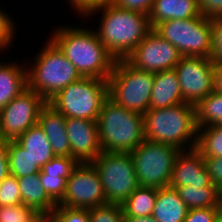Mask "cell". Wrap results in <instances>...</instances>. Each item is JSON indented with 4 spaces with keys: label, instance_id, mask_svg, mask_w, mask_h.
Masks as SVG:
<instances>
[{
    "label": "cell",
    "instance_id": "cell-9",
    "mask_svg": "<svg viewBox=\"0 0 222 222\" xmlns=\"http://www.w3.org/2000/svg\"><path fill=\"white\" fill-rule=\"evenodd\" d=\"M90 163L98 173L107 203L121 205L139 187L130 152L102 151Z\"/></svg>",
    "mask_w": 222,
    "mask_h": 222
},
{
    "label": "cell",
    "instance_id": "cell-11",
    "mask_svg": "<svg viewBox=\"0 0 222 222\" xmlns=\"http://www.w3.org/2000/svg\"><path fill=\"white\" fill-rule=\"evenodd\" d=\"M47 102L36 92L26 89L0 110V139L17 140L37 124Z\"/></svg>",
    "mask_w": 222,
    "mask_h": 222
},
{
    "label": "cell",
    "instance_id": "cell-10",
    "mask_svg": "<svg viewBox=\"0 0 222 222\" xmlns=\"http://www.w3.org/2000/svg\"><path fill=\"white\" fill-rule=\"evenodd\" d=\"M180 150L175 146L144 140L130 152L139 186H169L173 166Z\"/></svg>",
    "mask_w": 222,
    "mask_h": 222
},
{
    "label": "cell",
    "instance_id": "cell-47",
    "mask_svg": "<svg viewBox=\"0 0 222 222\" xmlns=\"http://www.w3.org/2000/svg\"><path fill=\"white\" fill-rule=\"evenodd\" d=\"M214 222H222V215L217 213L215 219H214Z\"/></svg>",
    "mask_w": 222,
    "mask_h": 222
},
{
    "label": "cell",
    "instance_id": "cell-16",
    "mask_svg": "<svg viewBox=\"0 0 222 222\" xmlns=\"http://www.w3.org/2000/svg\"><path fill=\"white\" fill-rule=\"evenodd\" d=\"M217 186L212 184L202 155L196 150L180 151L177 155L169 186Z\"/></svg>",
    "mask_w": 222,
    "mask_h": 222
},
{
    "label": "cell",
    "instance_id": "cell-5",
    "mask_svg": "<svg viewBox=\"0 0 222 222\" xmlns=\"http://www.w3.org/2000/svg\"><path fill=\"white\" fill-rule=\"evenodd\" d=\"M35 55L32 67L28 65L27 88L39 94L46 102L59 91L78 81L81 75L64 53L51 40Z\"/></svg>",
    "mask_w": 222,
    "mask_h": 222
},
{
    "label": "cell",
    "instance_id": "cell-18",
    "mask_svg": "<svg viewBox=\"0 0 222 222\" xmlns=\"http://www.w3.org/2000/svg\"><path fill=\"white\" fill-rule=\"evenodd\" d=\"M184 102L175 69L155 73L149 109L167 108Z\"/></svg>",
    "mask_w": 222,
    "mask_h": 222
},
{
    "label": "cell",
    "instance_id": "cell-19",
    "mask_svg": "<svg viewBox=\"0 0 222 222\" xmlns=\"http://www.w3.org/2000/svg\"><path fill=\"white\" fill-rule=\"evenodd\" d=\"M22 204L48 217L58 205L40 182V172L17 178Z\"/></svg>",
    "mask_w": 222,
    "mask_h": 222
},
{
    "label": "cell",
    "instance_id": "cell-8",
    "mask_svg": "<svg viewBox=\"0 0 222 222\" xmlns=\"http://www.w3.org/2000/svg\"><path fill=\"white\" fill-rule=\"evenodd\" d=\"M153 30L174 45L182 56L211 58L212 24L211 19L203 15L185 20H165Z\"/></svg>",
    "mask_w": 222,
    "mask_h": 222
},
{
    "label": "cell",
    "instance_id": "cell-20",
    "mask_svg": "<svg viewBox=\"0 0 222 222\" xmlns=\"http://www.w3.org/2000/svg\"><path fill=\"white\" fill-rule=\"evenodd\" d=\"M201 15L197 0H154L149 22L153 29L165 20H185Z\"/></svg>",
    "mask_w": 222,
    "mask_h": 222
},
{
    "label": "cell",
    "instance_id": "cell-41",
    "mask_svg": "<svg viewBox=\"0 0 222 222\" xmlns=\"http://www.w3.org/2000/svg\"><path fill=\"white\" fill-rule=\"evenodd\" d=\"M68 2L77 13L85 16L90 10L111 3V0H68Z\"/></svg>",
    "mask_w": 222,
    "mask_h": 222
},
{
    "label": "cell",
    "instance_id": "cell-24",
    "mask_svg": "<svg viewBox=\"0 0 222 222\" xmlns=\"http://www.w3.org/2000/svg\"><path fill=\"white\" fill-rule=\"evenodd\" d=\"M158 189L139 186L122 204L124 216L146 217L151 216Z\"/></svg>",
    "mask_w": 222,
    "mask_h": 222
},
{
    "label": "cell",
    "instance_id": "cell-30",
    "mask_svg": "<svg viewBox=\"0 0 222 222\" xmlns=\"http://www.w3.org/2000/svg\"><path fill=\"white\" fill-rule=\"evenodd\" d=\"M21 204L22 199L17 178L9 174L0 182V206Z\"/></svg>",
    "mask_w": 222,
    "mask_h": 222
},
{
    "label": "cell",
    "instance_id": "cell-36",
    "mask_svg": "<svg viewBox=\"0 0 222 222\" xmlns=\"http://www.w3.org/2000/svg\"><path fill=\"white\" fill-rule=\"evenodd\" d=\"M213 50L211 59L214 64H222V17L211 19Z\"/></svg>",
    "mask_w": 222,
    "mask_h": 222
},
{
    "label": "cell",
    "instance_id": "cell-21",
    "mask_svg": "<svg viewBox=\"0 0 222 222\" xmlns=\"http://www.w3.org/2000/svg\"><path fill=\"white\" fill-rule=\"evenodd\" d=\"M26 64L0 61V110L27 89Z\"/></svg>",
    "mask_w": 222,
    "mask_h": 222
},
{
    "label": "cell",
    "instance_id": "cell-46",
    "mask_svg": "<svg viewBox=\"0 0 222 222\" xmlns=\"http://www.w3.org/2000/svg\"><path fill=\"white\" fill-rule=\"evenodd\" d=\"M218 213L222 215V194L218 196V204H217Z\"/></svg>",
    "mask_w": 222,
    "mask_h": 222
},
{
    "label": "cell",
    "instance_id": "cell-33",
    "mask_svg": "<svg viewBox=\"0 0 222 222\" xmlns=\"http://www.w3.org/2000/svg\"><path fill=\"white\" fill-rule=\"evenodd\" d=\"M48 217L52 222H90L88 209L67 208L59 205Z\"/></svg>",
    "mask_w": 222,
    "mask_h": 222
},
{
    "label": "cell",
    "instance_id": "cell-29",
    "mask_svg": "<svg viewBox=\"0 0 222 222\" xmlns=\"http://www.w3.org/2000/svg\"><path fill=\"white\" fill-rule=\"evenodd\" d=\"M90 222H124L122 206L107 203L104 205L88 208Z\"/></svg>",
    "mask_w": 222,
    "mask_h": 222
},
{
    "label": "cell",
    "instance_id": "cell-4",
    "mask_svg": "<svg viewBox=\"0 0 222 222\" xmlns=\"http://www.w3.org/2000/svg\"><path fill=\"white\" fill-rule=\"evenodd\" d=\"M102 151L131 152L144 140V116L116 104L109 97L97 118Z\"/></svg>",
    "mask_w": 222,
    "mask_h": 222
},
{
    "label": "cell",
    "instance_id": "cell-42",
    "mask_svg": "<svg viewBox=\"0 0 222 222\" xmlns=\"http://www.w3.org/2000/svg\"><path fill=\"white\" fill-rule=\"evenodd\" d=\"M9 174L8 141L0 139V182Z\"/></svg>",
    "mask_w": 222,
    "mask_h": 222
},
{
    "label": "cell",
    "instance_id": "cell-2",
    "mask_svg": "<svg viewBox=\"0 0 222 222\" xmlns=\"http://www.w3.org/2000/svg\"><path fill=\"white\" fill-rule=\"evenodd\" d=\"M102 10V11H101ZM102 12L98 30L100 41L116 59H125L152 30L149 15L120 8L111 3L90 10L84 17Z\"/></svg>",
    "mask_w": 222,
    "mask_h": 222
},
{
    "label": "cell",
    "instance_id": "cell-37",
    "mask_svg": "<svg viewBox=\"0 0 222 222\" xmlns=\"http://www.w3.org/2000/svg\"><path fill=\"white\" fill-rule=\"evenodd\" d=\"M111 4L130 11L149 15L154 5V0H111Z\"/></svg>",
    "mask_w": 222,
    "mask_h": 222
},
{
    "label": "cell",
    "instance_id": "cell-34",
    "mask_svg": "<svg viewBox=\"0 0 222 222\" xmlns=\"http://www.w3.org/2000/svg\"><path fill=\"white\" fill-rule=\"evenodd\" d=\"M35 213L24 204L0 206V222H27Z\"/></svg>",
    "mask_w": 222,
    "mask_h": 222
},
{
    "label": "cell",
    "instance_id": "cell-44",
    "mask_svg": "<svg viewBox=\"0 0 222 222\" xmlns=\"http://www.w3.org/2000/svg\"><path fill=\"white\" fill-rule=\"evenodd\" d=\"M124 222H158L152 216L146 217H133V216H124Z\"/></svg>",
    "mask_w": 222,
    "mask_h": 222
},
{
    "label": "cell",
    "instance_id": "cell-13",
    "mask_svg": "<svg viewBox=\"0 0 222 222\" xmlns=\"http://www.w3.org/2000/svg\"><path fill=\"white\" fill-rule=\"evenodd\" d=\"M107 204L98 173L90 162L79 163L67 179L59 206L88 209Z\"/></svg>",
    "mask_w": 222,
    "mask_h": 222
},
{
    "label": "cell",
    "instance_id": "cell-7",
    "mask_svg": "<svg viewBox=\"0 0 222 222\" xmlns=\"http://www.w3.org/2000/svg\"><path fill=\"white\" fill-rule=\"evenodd\" d=\"M107 98V80L81 77L59 91L47 103L66 118L97 121Z\"/></svg>",
    "mask_w": 222,
    "mask_h": 222
},
{
    "label": "cell",
    "instance_id": "cell-17",
    "mask_svg": "<svg viewBox=\"0 0 222 222\" xmlns=\"http://www.w3.org/2000/svg\"><path fill=\"white\" fill-rule=\"evenodd\" d=\"M37 124L47 136L55 156L71 157V147L66 132V117L46 104L40 111Z\"/></svg>",
    "mask_w": 222,
    "mask_h": 222
},
{
    "label": "cell",
    "instance_id": "cell-14",
    "mask_svg": "<svg viewBox=\"0 0 222 222\" xmlns=\"http://www.w3.org/2000/svg\"><path fill=\"white\" fill-rule=\"evenodd\" d=\"M181 58L178 49L152 29L125 60L138 70L158 73L174 69Z\"/></svg>",
    "mask_w": 222,
    "mask_h": 222
},
{
    "label": "cell",
    "instance_id": "cell-15",
    "mask_svg": "<svg viewBox=\"0 0 222 222\" xmlns=\"http://www.w3.org/2000/svg\"><path fill=\"white\" fill-rule=\"evenodd\" d=\"M71 157L79 163L92 162L102 152L96 121L66 118Z\"/></svg>",
    "mask_w": 222,
    "mask_h": 222
},
{
    "label": "cell",
    "instance_id": "cell-45",
    "mask_svg": "<svg viewBox=\"0 0 222 222\" xmlns=\"http://www.w3.org/2000/svg\"><path fill=\"white\" fill-rule=\"evenodd\" d=\"M44 218V215L36 212L27 222H41Z\"/></svg>",
    "mask_w": 222,
    "mask_h": 222
},
{
    "label": "cell",
    "instance_id": "cell-3",
    "mask_svg": "<svg viewBox=\"0 0 222 222\" xmlns=\"http://www.w3.org/2000/svg\"><path fill=\"white\" fill-rule=\"evenodd\" d=\"M143 116L145 140L169 144L180 151L196 148L195 105L184 102L172 107L149 109Z\"/></svg>",
    "mask_w": 222,
    "mask_h": 222
},
{
    "label": "cell",
    "instance_id": "cell-1",
    "mask_svg": "<svg viewBox=\"0 0 222 222\" xmlns=\"http://www.w3.org/2000/svg\"><path fill=\"white\" fill-rule=\"evenodd\" d=\"M72 26H59L51 40L75 66L81 77L108 80L116 59L102 44L95 30Z\"/></svg>",
    "mask_w": 222,
    "mask_h": 222
},
{
    "label": "cell",
    "instance_id": "cell-31",
    "mask_svg": "<svg viewBox=\"0 0 222 222\" xmlns=\"http://www.w3.org/2000/svg\"><path fill=\"white\" fill-rule=\"evenodd\" d=\"M79 162L68 156H55L41 167L43 173H54L66 180L71 176Z\"/></svg>",
    "mask_w": 222,
    "mask_h": 222
},
{
    "label": "cell",
    "instance_id": "cell-23",
    "mask_svg": "<svg viewBox=\"0 0 222 222\" xmlns=\"http://www.w3.org/2000/svg\"><path fill=\"white\" fill-rule=\"evenodd\" d=\"M16 141L40 168L55 157L47 136L38 124L30 127Z\"/></svg>",
    "mask_w": 222,
    "mask_h": 222
},
{
    "label": "cell",
    "instance_id": "cell-32",
    "mask_svg": "<svg viewBox=\"0 0 222 222\" xmlns=\"http://www.w3.org/2000/svg\"><path fill=\"white\" fill-rule=\"evenodd\" d=\"M40 182L47 194L58 204L64 197L67 180L54 173L40 171Z\"/></svg>",
    "mask_w": 222,
    "mask_h": 222
},
{
    "label": "cell",
    "instance_id": "cell-12",
    "mask_svg": "<svg viewBox=\"0 0 222 222\" xmlns=\"http://www.w3.org/2000/svg\"><path fill=\"white\" fill-rule=\"evenodd\" d=\"M214 65L208 57L182 56L174 69L185 103L196 106L214 92Z\"/></svg>",
    "mask_w": 222,
    "mask_h": 222
},
{
    "label": "cell",
    "instance_id": "cell-43",
    "mask_svg": "<svg viewBox=\"0 0 222 222\" xmlns=\"http://www.w3.org/2000/svg\"><path fill=\"white\" fill-rule=\"evenodd\" d=\"M214 91L222 94V64L214 65Z\"/></svg>",
    "mask_w": 222,
    "mask_h": 222
},
{
    "label": "cell",
    "instance_id": "cell-26",
    "mask_svg": "<svg viewBox=\"0 0 222 222\" xmlns=\"http://www.w3.org/2000/svg\"><path fill=\"white\" fill-rule=\"evenodd\" d=\"M8 161L10 174L16 178L41 171V168L16 140L8 141Z\"/></svg>",
    "mask_w": 222,
    "mask_h": 222
},
{
    "label": "cell",
    "instance_id": "cell-28",
    "mask_svg": "<svg viewBox=\"0 0 222 222\" xmlns=\"http://www.w3.org/2000/svg\"><path fill=\"white\" fill-rule=\"evenodd\" d=\"M195 149L202 157H222V125L198 128Z\"/></svg>",
    "mask_w": 222,
    "mask_h": 222
},
{
    "label": "cell",
    "instance_id": "cell-38",
    "mask_svg": "<svg viewBox=\"0 0 222 222\" xmlns=\"http://www.w3.org/2000/svg\"><path fill=\"white\" fill-rule=\"evenodd\" d=\"M211 182L222 187V157H203Z\"/></svg>",
    "mask_w": 222,
    "mask_h": 222
},
{
    "label": "cell",
    "instance_id": "cell-22",
    "mask_svg": "<svg viewBox=\"0 0 222 222\" xmlns=\"http://www.w3.org/2000/svg\"><path fill=\"white\" fill-rule=\"evenodd\" d=\"M188 210L177 190L167 186L158 189L151 216L158 222H183Z\"/></svg>",
    "mask_w": 222,
    "mask_h": 222
},
{
    "label": "cell",
    "instance_id": "cell-40",
    "mask_svg": "<svg viewBox=\"0 0 222 222\" xmlns=\"http://www.w3.org/2000/svg\"><path fill=\"white\" fill-rule=\"evenodd\" d=\"M197 5L207 19L222 17V0H197Z\"/></svg>",
    "mask_w": 222,
    "mask_h": 222
},
{
    "label": "cell",
    "instance_id": "cell-25",
    "mask_svg": "<svg viewBox=\"0 0 222 222\" xmlns=\"http://www.w3.org/2000/svg\"><path fill=\"white\" fill-rule=\"evenodd\" d=\"M188 209L217 208L220 188L218 186H182L176 188Z\"/></svg>",
    "mask_w": 222,
    "mask_h": 222
},
{
    "label": "cell",
    "instance_id": "cell-39",
    "mask_svg": "<svg viewBox=\"0 0 222 222\" xmlns=\"http://www.w3.org/2000/svg\"><path fill=\"white\" fill-rule=\"evenodd\" d=\"M217 213V208L189 209L183 222H214Z\"/></svg>",
    "mask_w": 222,
    "mask_h": 222
},
{
    "label": "cell",
    "instance_id": "cell-48",
    "mask_svg": "<svg viewBox=\"0 0 222 222\" xmlns=\"http://www.w3.org/2000/svg\"><path fill=\"white\" fill-rule=\"evenodd\" d=\"M41 222H52L49 217H45Z\"/></svg>",
    "mask_w": 222,
    "mask_h": 222
},
{
    "label": "cell",
    "instance_id": "cell-6",
    "mask_svg": "<svg viewBox=\"0 0 222 222\" xmlns=\"http://www.w3.org/2000/svg\"><path fill=\"white\" fill-rule=\"evenodd\" d=\"M154 75L134 68L125 59H118L107 80L108 97L121 107L143 115L149 110Z\"/></svg>",
    "mask_w": 222,
    "mask_h": 222
},
{
    "label": "cell",
    "instance_id": "cell-35",
    "mask_svg": "<svg viewBox=\"0 0 222 222\" xmlns=\"http://www.w3.org/2000/svg\"><path fill=\"white\" fill-rule=\"evenodd\" d=\"M15 24L9 14L0 9V50H6L12 45L15 39Z\"/></svg>",
    "mask_w": 222,
    "mask_h": 222
},
{
    "label": "cell",
    "instance_id": "cell-27",
    "mask_svg": "<svg viewBox=\"0 0 222 222\" xmlns=\"http://www.w3.org/2000/svg\"><path fill=\"white\" fill-rule=\"evenodd\" d=\"M196 125L198 128L222 125V94L212 92L196 106Z\"/></svg>",
    "mask_w": 222,
    "mask_h": 222
}]
</instances>
